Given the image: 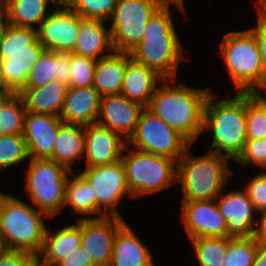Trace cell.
<instances>
[{
    "instance_id": "23",
    "label": "cell",
    "mask_w": 266,
    "mask_h": 266,
    "mask_svg": "<svg viewBox=\"0 0 266 266\" xmlns=\"http://www.w3.org/2000/svg\"><path fill=\"white\" fill-rule=\"evenodd\" d=\"M81 246V218L77 225H68L54 234L46 228L44 245L41 251L43 257L36 258L37 266L57 265L71 252Z\"/></svg>"
},
{
    "instance_id": "41",
    "label": "cell",
    "mask_w": 266,
    "mask_h": 266,
    "mask_svg": "<svg viewBox=\"0 0 266 266\" xmlns=\"http://www.w3.org/2000/svg\"><path fill=\"white\" fill-rule=\"evenodd\" d=\"M256 28L249 29V31L255 36L258 49L260 52V58L263 65V69L266 72V19L258 13Z\"/></svg>"
},
{
    "instance_id": "45",
    "label": "cell",
    "mask_w": 266,
    "mask_h": 266,
    "mask_svg": "<svg viewBox=\"0 0 266 266\" xmlns=\"http://www.w3.org/2000/svg\"><path fill=\"white\" fill-rule=\"evenodd\" d=\"M252 266H266V245L258 243L254 263Z\"/></svg>"
},
{
    "instance_id": "34",
    "label": "cell",
    "mask_w": 266,
    "mask_h": 266,
    "mask_svg": "<svg viewBox=\"0 0 266 266\" xmlns=\"http://www.w3.org/2000/svg\"><path fill=\"white\" fill-rule=\"evenodd\" d=\"M258 243L254 237H229L228 249L223 266H252Z\"/></svg>"
},
{
    "instance_id": "26",
    "label": "cell",
    "mask_w": 266,
    "mask_h": 266,
    "mask_svg": "<svg viewBox=\"0 0 266 266\" xmlns=\"http://www.w3.org/2000/svg\"><path fill=\"white\" fill-rule=\"evenodd\" d=\"M97 60L93 87L101 96L120 94L126 71V52H117Z\"/></svg>"
},
{
    "instance_id": "8",
    "label": "cell",
    "mask_w": 266,
    "mask_h": 266,
    "mask_svg": "<svg viewBox=\"0 0 266 266\" xmlns=\"http://www.w3.org/2000/svg\"><path fill=\"white\" fill-rule=\"evenodd\" d=\"M121 160L132 197L153 194L177 182V161L171 158L132 149L122 153Z\"/></svg>"
},
{
    "instance_id": "21",
    "label": "cell",
    "mask_w": 266,
    "mask_h": 266,
    "mask_svg": "<svg viewBox=\"0 0 266 266\" xmlns=\"http://www.w3.org/2000/svg\"><path fill=\"white\" fill-rule=\"evenodd\" d=\"M163 80L155 70L137 62L126 52V71L120 94L147 107L157 88L156 81Z\"/></svg>"
},
{
    "instance_id": "27",
    "label": "cell",
    "mask_w": 266,
    "mask_h": 266,
    "mask_svg": "<svg viewBox=\"0 0 266 266\" xmlns=\"http://www.w3.org/2000/svg\"><path fill=\"white\" fill-rule=\"evenodd\" d=\"M85 152V126L63 123L58 130L50 160L64 165L69 170L71 164L83 157Z\"/></svg>"
},
{
    "instance_id": "16",
    "label": "cell",
    "mask_w": 266,
    "mask_h": 266,
    "mask_svg": "<svg viewBox=\"0 0 266 266\" xmlns=\"http://www.w3.org/2000/svg\"><path fill=\"white\" fill-rule=\"evenodd\" d=\"M144 109L142 104L129 100L122 94L102 96L98 113L100 119L96 123L109 128L128 141Z\"/></svg>"
},
{
    "instance_id": "49",
    "label": "cell",
    "mask_w": 266,
    "mask_h": 266,
    "mask_svg": "<svg viewBox=\"0 0 266 266\" xmlns=\"http://www.w3.org/2000/svg\"><path fill=\"white\" fill-rule=\"evenodd\" d=\"M8 249L2 235L0 234V257Z\"/></svg>"
},
{
    "instance_id": "48",
    "label": "cell",
    "mask_w": 266,
    "mask_h": 266,
    "mask_svg": "<svg viewBox=\"0 0 266 266\" xmlns=\"http://www.w3.org/2000/svg\"><path fill=\"white\" fill-rule=\"evenodd\" d=\"M260 88H262L263 90H265L266 92V77H265V80L264 82L262 83V85L260 86ZM255 94L263 101V102H266V97H263L261 96V92L260 90L257 88Z\"/></svg>"
},
{
    "instance_id": "30",
    "label": "cell",
    "mask_w": 266,
    "mask_h": 266,
    "mask_svg": "<svg viewBox=\"0 0 266 266\" xmlns=\"http://www.w3.org/2000/svg\"><path fill=\"white\" fill-rule=\"evenodd\" d=\"M25 103L19 93H9L0 103V135L23 134Z\"/></svg>"
},
{
    "instance_id": "51",
    "label": "cell",
    "mask_w": 266,
    "mask_h": 266,
    "mask_svg": "<svg viewBox=\"0 0 266 266\" xmlns=\"http://www.w3.org/2000/svg\"><path fill=\"white\" fill-rule=\"evenodd\" d=\"M3 1L4 0H0V8H4Z\"/></svg>"
},
{
    "instance_id": "5",
    "label": "cell",
    "mask_w": 266,
    "mask_h": 266,
    "mask_svg": "<svg viewBox=\"0 0 266 266\" xmlns=\"http://www.w3.org/2000/svg\"><path fill=\"white\" fill-rule=\"evenodd\" d=\"M188 149L177 162V182L182 185V201L216 200L228 183L233 171L228 167V157L207 151L192 157Z\"/></svg>"
},
{
    "instance_id": "46",
    "label": "cell",
    "mask_w": 266,
    "mask_h": 266,
    "mask_svg": "<svg viewBox=\"0 0 266 266\" xmlns=\"http://www.w3.org/2000/svg\"><path fill=\"white\" fill-rule=\"evenodd\" d=\"M4 20V22H3ZM7 16L5 12V8H0V40L2 38V35L4 33L5 26L7 25Z\"/></svg>"
},
{
    "instance_id": "28",
    "label": "cell",
    "mask_w": 266,
    "mask_h": 266,
    "mask_svg": "<svg viewBox=\"0 0 266 266\" xmlns=\"http://www.w3.org/2000/svg\"><path fill=\"white\" fill-rule=\"evenodd\" d=\"M62 0H4L7 21L19 27L35 28L47 17V5L59 6Z\"/></svg>"
},
{
    "instance_id": "14",
    "label": "cell",
    "mask_w": 266,
    "mask_h": 266,
    "mask_svg": "<svg viewBox=\"0 0 266 266\" xmlns=\"http://www.w3.org/2000/svg\"><path fill=\"white\" fill-rule=\"evenodd\" d=\"M124 222L117 216L81 218V246L95 266H110L114 237Z\"/></svg>"
},
{
    "instance_id": "42",
    "label": "cell",
    "mask_w": 266,
    "mask_h": 266,
    "mask_svg": "<svg viewBox=\"0 0 266 266\" xmlns=\"http://www.w3.org/2000/svg\"><path fill=\"white\" fill-rule=\"evenodd\" d=\"M57 265L59 266H95L86 250L79 246L67 257L60 261Z\"/></svg>"
},
{
    "instance_id": "37",
    "label": "cell",
    "mask_w": 266,
    "mask_h": 266,
    "mask_svg": "<svg viewBox=\"0 0 266 266\" xmlns=\"http://www.w3.org/2000/svg\"><path fill=\"white\" fill-rule=\"evenodd\" d=\"M96 59L70 53V85L69 87L93 86Z\"/></svg>"
},
{
    "instance_id": "10",
    "label": "cell",
    "mask_w": 266,
    "mask_h": 266,
    "mask_svg": "<svg viewBox=\"0 0 266 266\" xmlns=\"http://www.w3.org/2000/svg\"><path fill=\"white\" fill-rule=\"evenodd\" d=\"M169 0H118L110 21L113 51L130 53L144 36L151 17Z\"/></svg>"
},
{
    "instance_id": "44",
    "label": "cell",
    "mask_w": 266,
    "mask_h": 266,
    "mask_svg": "<svg viewBox=\"0 0 266 266\" xmlns=\"http://www.w3.org/2000/svg\"><path fill=\"white\" fill-rule=\"evenodd\" d=\"M260 213H262V217L259 219L260 227L255 228L253 237L257 243L266 245V209L260 211Z\"/></svg>"
},
{
    "instance_id": "43",
    "label": "cell",
    "mask_w": 266,
    "mask_h": 266,
    "mask_svg": "<svg viewBox=\"0 0 266 266\" xmlns=\"http://www.w3.org/2000/svg\"><path fill=\"white\" fill-rule=\"evenodd\" d=\"M55 79L69 87L70 52H57V74H55Z\"/></svg>"
},
{
    "instance_id": "4",
    "label": "cell",
    "mask_w": 266,
    "mask_h": 266,
    "mask_svg": "<svg viewBox=\"0 0 266 266\" xmlns=\"http://www.w3.org/2000/svg\"><path fill=\"white\" fill-rule=\"evenodd\" d=\"M44 50L35 28L7 23L0 40V86L17 93Z\"/></svg>"
},
{
    "instance_id": "40",
    "label": "cell",
    "mask_w": 266,
    "mask_h": 266,
    "mask_svg": "<svg viewBox=\"0 0 266 266\" xmlns=\"http://www.w3.org/2000/svg\"><path fill=\"white\" fill-rule=\"evenodd\" d=\"M0 266H37V262L26 251L7 249L0 257Z\"/></svg>"
},
{
    "instance_id": "2",
    "label": "cell",
    "mask_w": 266,
    "mask_h": 266,
    "mask_svg": "<svg viewBox=\"0 0 266 266\" xmlns=\"http://www.w3.org/2000/svg\"><path fill=\"white\" fill-rule=\"evenodd\" d=\"M170 1L185 13L183 0L167 1L147 22L143 39L130 52L133 59L155 70L164 79H175L178 64L184 59V49L169 11Z\"/></svg>"
},
{
    "instance_id": "13",
    "label": "cell",
    "mask_w": 266,
    "mask_h": 266,
    "mask_svg": "<svg viewBox=\"0 0 266 266\" xmlns=\"http://www.w3.org/2000/svg\"><path fill=\"white\" fill-rule=\"evenodd\" d=\"M60 6L42 21L37 37L45 50L71 53L77 42L80 16L63 0Z\"/></svg>"
},
{
    "instance_id": "38",
    "label": "cell",
    "mask_w": 266,
    "mask_h": 266,
    "mask_svg": "<svg viewBox=\"0 0 266 266\" xmlns=\"http://www.w3.org/2000/svg\"><path fill=\"white\" fill-rule=\"evenodd\" d=\"M242 166L251 163L266 168V138L247 140L242 152L235 159Z\"/></svg>"
},
{
    "instance_id": "17",
    "label": "cell",
    "mask_w": 266,
    "mask_h": 266,
    "mask_svg": "<svg viewBox=\"0 0 266 266\" xmlns=\"http://www.w3.org/2000/svg\"><path fill=\"white\" fill-rule=\"evenodd\" d=\"M64 122L59 116L26 111L23 137L30 159H50L59 127Z\"/></svg>"
},
{
    "instance_id": "20",
    "label": "cell",
    "mask_w": 266,
    "mask_h": 266,
    "mask_svg": "<svg viewBox=\"0 0 266 266\" xmlns=\"http://www.w3.org/2000/svg\"><path fill=\"white\" fill-rule=\"evenodd\" d=\"M101 97L93 86L68 87L59 117L65 124H94L98 119Z\"/></svg>"
},
{
    "instance_id": "25",
    "label": "cell",
    "mask_w": 266,
    "mask_h": 266,
    "mask_svg": "<svg viewBox=\"0 0 266 266\" xmlns=\"http://www.w3.org/2000/svg\"><path fill=\"white\" fill-rule=\"evenodd\" d=\"M104 24L103 20L80 17L77 42L72 53L96 60L110 55V51H113L111 34L110 29H106ZM105 50L110 51L107 55L99 57Z\"/></svg>"
},
{
    "instance_id": "7",
    "label": "cell",
    "mask_w": 266,
    "mask_h": 266,
    "mask_svg": "<svg viewBox=\"0 0 266 266\" xmlns=\"http://www.w3.org/2000/svg\"><path fill=\"white\" fill-rule=\"evenodd\" d=\"M220 47L238 92L255 93L266 77L255 36L249 30L232 31L224 36Z\"/></svg>"
},
{
    "instance_id": "33",
    "label": "cell",
    "mask_w": 266,
    "mask_h": 266,
    "mask_svg": "<svg viewBox=\"0 0 266 266\" xmlns=\"http://www.w3.org/2000/svg\"><path fill=\"white\" fill-rule=\"evenodd\" d=\"M57 52L44 50L32 70L29 72L25 85L22 88H37L56 80Z\"/></svg>"
},
{
    "instance_id": "18",
    "label": "cell",
    "mask_w": 266,
    "mask_h": 266,
    "mask_svg": "<svg viewBox=\"0 0 266 266\" xmlns=\"http://www.w3.org/2000/svg\"><path fill=\"white\" fill-rule=\"evenodd\" d=\"M127 141L97 123L85 126L86 167L109 165L122 158Z\"/></svg>"
},
{
    "instance_id": "24",
    "label": "cell",
    "mask_w": 266,
    "mask_h": 266,
    "mask_svg": "<svg viewBox=\"0 0 266 266\" xmlns=\"http://www.w3.org/2000/svg\"><path fill=\"white\" fill-rule=\"evenodd\" d=\"M68 86L53 80L37 88H21L17 93L25 103L26 111L60 116Z\"/></svg>"
},
{
    "instance_id": "6",
    "label": "cell",
    "mask_w": 266,
    "mask_h": 266,
    "mask_svg": "<svg viewBox=\"0 0 266 266\" xmlns=\"http://www.w3.org/2000/svg\"><path fill=\"white\" fill-rule=\"evenodd\" d=\"M50 218L22 200L0 194V234L8 249L23 250L33 258L39 257L46 232L42 216Z\"/></svg>"
},
{
    "instance_id": "32",
    "label": "cell",
    "mask_w": 266,
    "mask_h": 266,
    "mask_svg": "<svg viewBox=\"0 0 266 266\" xmlns=\"http://www.w3.org/2000/svg\"><path fill=\"white\" fill-rule=\"evenodd\" d=\"M247 140L266 138V102L255 93L246 92Z\"/></svg>"
},
{
    "instance_id": "1",
    "label": "cell",
    "mask_w": 266,
    "mask_h": 266,
    "mask_svg": "<svg viewBox=\"0 0 266 266\" xmlns=\"http://www.w3.org/2000/svg\"><path fill=\"white\" fill-rule=\"evenodd\" d=\"M169 81L175 79H164L165 85L156 88L146 108L192 144L203 132L204 107L210 88L192 89L180 81L170 87Z\"/></svg>"
},
{
    "instance_id": "19",
    "label": "cell",
    "mask_w": 266,
    "mask_h": 266,
    "mask_svg": "<svg viewBox=\"0 0 266 266\" xmlns=\"http://www.w3.org/2000/svg\"><path fill=\"white\" fill-rule=\"evenodd\" d=\"M218 198H221L220 202H217ZM217 199L218 210L227 222L228 237H253L255 232L253 225L256 221L253 219L255 207L247 192L237 190L236 192L227 193V195L221 192Z\"/></svg>"
},
{
    "instance_id": "22",
    "label": "cell",
    "mask_w": 266,
    "mask_h": 266,
    "mask_svg": "<svg viewBox=\"0 0 266 266\" xmlns=\"http://www.w3.org/2000/svg\"><path fill=\"white\" fill-rule=\"evenodd\" d=\"M110 266H155L152 253L126 222L116 231Z\"/></svg>"
},
{
    "instance_id": "15",
    "label": "cell",
    "mask_w": 266,
    "mask_h": 266,
    "mask_svg": "<svg viewBox=\"0 0 266 266\" xmlns=\"http://www.w3.org/2000/svg\"><path fill=\"white\" fill-rule=\"evenodd\" d=\"M180 213L189 239L228 237L227 222L220 214L216 200L182 201Z\"/></svg>"
},
{
    "instance_id": "9",
    "label": "cell",
    "mask_w": 266,
    "mask_h": 266,
    "mask_svg": "<svg viewBox=\"0 0 266 266\" xmlns=\"http://www.w3.org/2000/svg\"><path fill=\"white\" fill-rule=\"evenodd\" d=\"M26 176L30 199L50 218L61 212L65 203L68 175L74 172L50 159H30Z\"/></svg>"
},
{
    "instance_id": "3",
    "label": "cell",
    "mask_w": 266,
    "mask_h": 266,
    "mask_svg": "<svg viewBox=\"0 0 266 266\" xmlns=\"http://www.w3.org/2000/svg\"><path fill=\"white\" fill-rule=\"evenodd\" d=\"M215 95H208L204 107L203 131L213 132L207 151L235 160L247 141L246 92H237L235 97L222 101L216 100Z\"/></svg>"
},
{
    "instance_id": "36",
    "label": "cell",
    "mask_w": 266,
    "mask_h": 266,
    "mask_svg": "<svg viewBox=\"0 0 266 266\" xmlns=\"http://www.w3.org/2000/svg\"><path fill=\"white\" fill-rule=\"evenodd\" d=\"M80 17L109 21L118 0H63Z\"/></svg>"
},
{
    "instance_id": "12",
    "label": "cell",
    "mask_w": 266,
    "mask_h": 266,
    "mask_svg": "<svg viewBox=\"0 0 266 266\" xmlns=\"http://www.w3.org/2000/svg\"><path fill=\"white\" fill-rule=\"evenodd\" d=\"M80 175L93 187L94 196H97V213L99 217L117 216L123 218L117 211L116 205L129 193L126 182L125 169L122 160L109 165L86 167ZM104 206L105 211L101 209ZM108 209V212H106Z\"/></svg>"
},
{
    "instance_id": "11",
    "label": "cell",
    "mask_w": 266,
    "mask_h": 266,
    "mask_svg": "<svg viewBox=\"0 0 266 266\" xmlns=\"http://www.w3.org/2000/svg\"><path fill=\"white\" fill-rule=\"evenodd\" d=\"M127 142L135 145L137 150L165 156L177 162L191 145L146 107L141 112L135 131Z\"/></svg>"
},
{
    "instance_id": "29",
    "label": "cell",
    "mask_w": 266,
    "mask_h": 266,
    "mask_svg": "<svg viewBox=\"0 0 266 266\" xmlns=\"http://www.w3.org/2000/svg\"><path fill=\"white\" fill-rule=\"evenodd\" d=\"M68 177L65 186V205L79 214H97V196L93 187L79 174L72 180Z\"/></svg>"
},
{
    "instance_id": "47",
    "label": "cell",
    "mask_w": 266,
    "mask_h": 266,
    "mask_svg": "<svg viewBox=\"0 0 266 266\" xmlns=\"http://www.w3.org/2000/svg\"><path fill=\"white\" fill-rule=\"evenodd\" d=\"M258 2V5H260L262 8L259 9V13L266 19V0H260V1H256Z\"/></svg>"
},
{
    "instance_id": "50",
    "label": "cell",
    "mask_w": 266,
    "mask_h": 266,
    "mask_svg": "<svg viewBox=\"0 0 266 266\" xmlns=\"http://www.w3.org/2000/svg\"><path fill=\"white\" fill-rule=\"evenodd\" d=\"M9 93L10 92L6 88L0 86V103Z\"/></svg>"
},
{
    "instance_id": "31",
    "label": "cell",
    "mask_w": 266,
    "mask_h": 266,
    "mask_svg": "<svg viewBox=\"0 0 266 266\" xmlns=\"http://www.w3.org/2000/svg\"><path fill=\"white\" fill-rule=\"evenodd\" d=\"M200 266H223L229 237H198L191 239Z\"/></svg>"
},
{
    "instance_id": "35",
    "label": "cell",
    "mask_w": 266,
    "mask_h": 266,
    "mask_svg": "<svg viewBox=\"0 0 266 266\" xmlns=\"http://www.w3.org/2000/svg\"><path fill=\"white\" fill-rule=\"evenodd\" d=\"M29 159L23 134L0 135V169L11 167Z\"/></svg>"
},
{
    "instance_id": "39",
    "label": "cell",
    "mask_w": 266,
    "mask_h": 266,
    "mask_svg": "<svg viewBox=\"0 0 266 266\" xmlns=\"http://www.w3.org/2000/svg\"><path fill=\"white\" fill-rule=\"evenodd\" d=\"M245 191L256 211L266 209V173H261L251 179Z\"/></svg>"
}]
</instances>
